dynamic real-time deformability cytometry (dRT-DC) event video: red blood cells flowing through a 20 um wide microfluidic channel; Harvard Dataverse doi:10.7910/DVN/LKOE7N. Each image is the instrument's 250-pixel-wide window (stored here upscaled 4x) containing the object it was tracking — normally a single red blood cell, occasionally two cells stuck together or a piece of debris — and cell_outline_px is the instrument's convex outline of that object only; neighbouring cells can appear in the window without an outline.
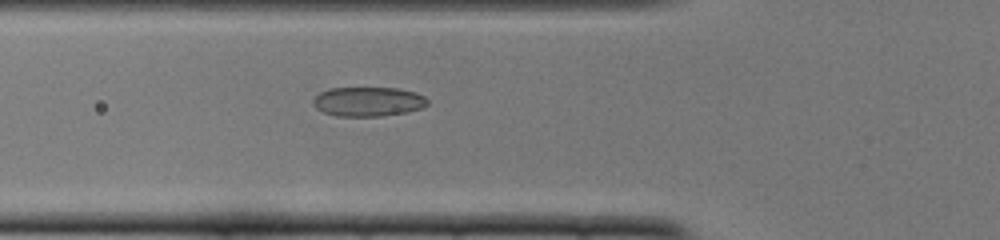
{"species": "common noctule bat (a hibernating species)", "species_latin": "Nyctalus noctula", "temperature_condition": "cold", "stored_images_in_passage": 51, "camera_frame_rate_fps": 3000, "um_per_image_px": 0.085, "animal": {"sex": "female", "body_mass_g": 22.0, "forearm_length_mm": 56.7}, "frame": {"image": 1, "passage_image": 18, "time_ms": 5.667, "image_size_px": [1000, 240], "cell_outline_px": [[428, 104], [424, 108], [408, 112], [380, 116], [336, 116], [324, 112], [316, 108], [312, 104], [312, 100], [320, 92], [328, 88], [400, 88], [416, 92], [424, 96], [428, 100]], "centroid_in_image_um": [31.31, 8.63], "position_along_channel_um": 94.5, "area_um2": 19.83}}
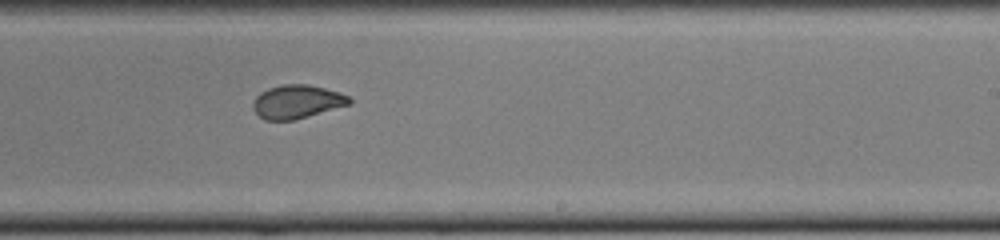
{"frame": {"image": 2, "passage_image": 31, "time_ms": 10.0, "image_size_px": [1000, 240], "cell_outline_px": [[352, 104], [292, 120], [264, 120], [252, 108], [252, 104], [256, 96], [260, 92], [268, 88], [284, 84], [308, 84], [340, 92], [348, 96], [352, 100]], "centroid_in_image_um": [25.24, 8.63], "position_along_channel_um": 263.8, "area_um2": 18.79}}
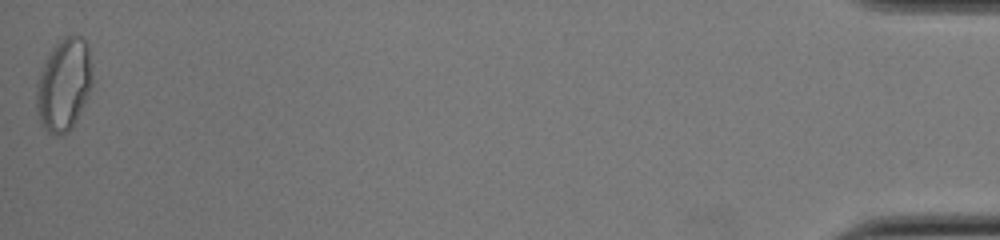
{"frame": {"image": 3, "passage_image": 51, "time_ms": 16.667, "image_size_px": [1000, 240], "cell_outline_px": [[92, 84], [76, 120], [72, 128], [68, 132], [60, 136], [56, 136], [48, 132], [44, 128], [36, 112], [36, 84], [44, 60], [48, 52], [60, 40], [68, 36], [80, 36], [88, 44], [92, 72]], "centroid_in_image_um": [5.41, 7.21], "position_along_channel_um": 429.8, "area_um2": 30.17}, "authors_computed_cell_mechanics": {"area_um2": 20.4034, "velocity_mm_per_s": 3.9047, "shape_relaxation_time_tau1_ms": 10.6554, "shape_relaxation_time_tau2_ms": 1.3648, "deformation_change_tau1": 0.2548, "deformation_change_tau2": 0.0503}}